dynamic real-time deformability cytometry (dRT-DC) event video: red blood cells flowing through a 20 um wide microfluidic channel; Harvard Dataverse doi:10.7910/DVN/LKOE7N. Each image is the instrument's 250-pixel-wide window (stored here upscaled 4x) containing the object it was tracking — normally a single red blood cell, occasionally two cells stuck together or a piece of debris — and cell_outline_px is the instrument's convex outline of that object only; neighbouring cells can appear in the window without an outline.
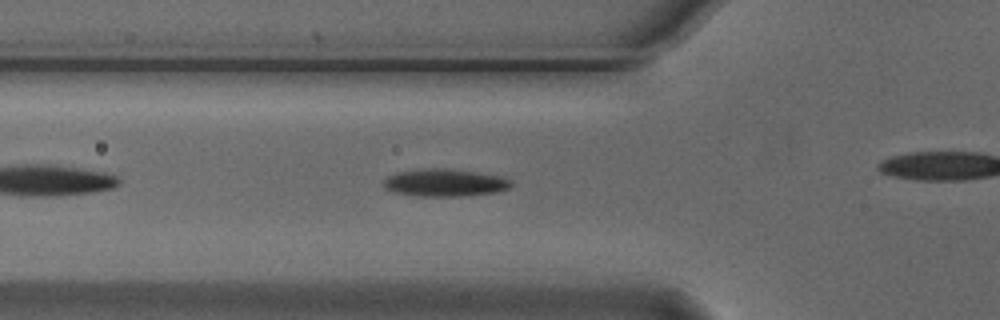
{"species": "Egyptian fruit bat (a non-hibernating species)", "species_latin": "Rousettus aegyptiacus", "temperature_condition": "cold", "stored_images_in_passage": 32, "camera_frame_rate_fps": 3000, "um_per_image_px": 0.085, "animal": {"sex": "male"}, "frame": {"image": 1, "passage_image": 6, "time_ms": 1.667, "image_size_px": [1000, 320], "cell_outline_px": [[512, 184], [508, 188], [496, 192], [460, 196], [416, 196], [392, 192], [384, 188], [384, 180], [388, 176], [396, 172], [424, 168], [444, 168], [476, 172], [500, 176], [512, 180]], "centroid_in_image_um": [37.77, 15.53], "position_along_channel_um": 88.0, "area_um2": 20.46}}
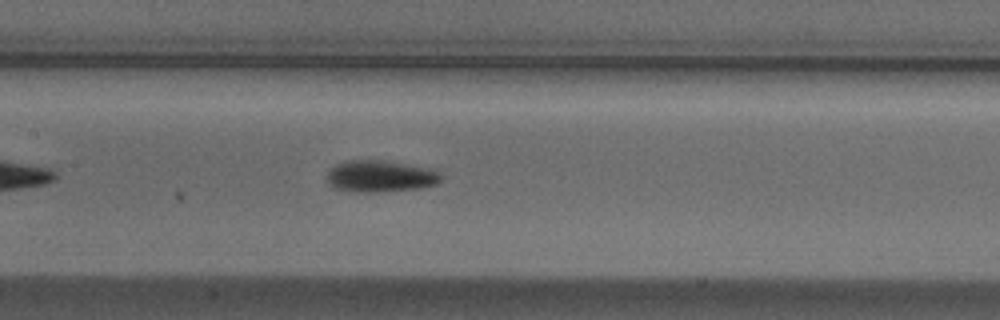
{"frame": {"image": 2, "passage_image": 13, "time_ms": 4.0, "image_size_px": [1000, 320], "cell_outline_px": [[444, 176], [436, 184], [420, 188], [376, 192], [356, 192], [332, 188], [328, 180], [328, 172], [336, 164], [344, 160], [384, 160], [436, 168]], "centroid_in_image_um": [32.39, 14.96], "position_along_channel_um": 175.0, "area_um2": 21.44}}
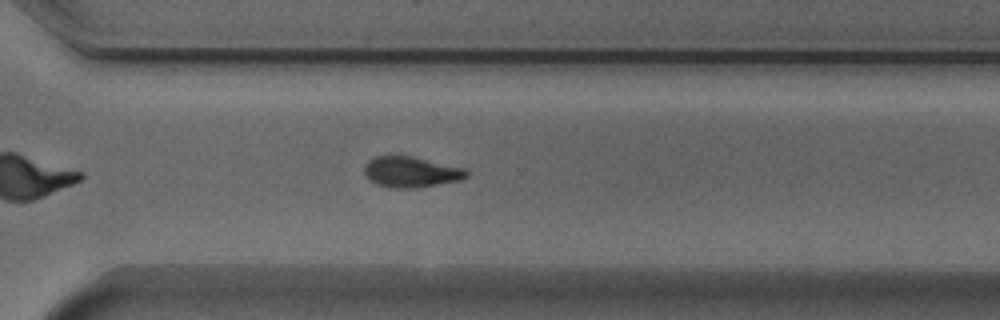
{"frame": {"image": 3, "passage_image": 26, "time_ms": 8.333, "image_size_px": [1000, 320], "cell_outline_px": [[468, 176], [460, 180], [416, 188], [388, 188], [376, 184], [368, 180], [364, 176], [364, 164], [368, 160], [376, 156], [408, 156], [468, 168]], "centroid_in_image_um": [34.91, 14.63], "position_along_channel_um": 335.7, "area_um2": 18.5}}